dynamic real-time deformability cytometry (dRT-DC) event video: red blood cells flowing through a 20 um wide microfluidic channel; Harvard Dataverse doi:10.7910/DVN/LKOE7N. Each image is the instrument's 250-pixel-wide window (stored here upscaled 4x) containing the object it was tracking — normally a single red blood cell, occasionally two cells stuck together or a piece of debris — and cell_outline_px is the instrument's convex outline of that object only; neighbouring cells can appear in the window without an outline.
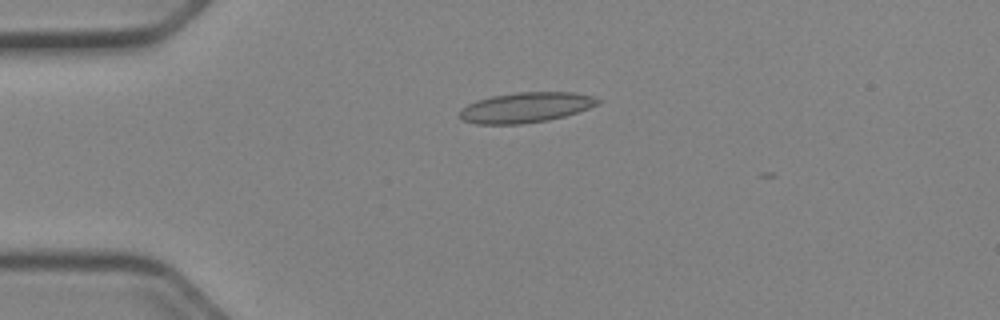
{"species": "Egyptian fruit bat (a non-hibernating species)", "species_latin": "Rousettus aegyptiacus", "temperature_condition": "cold", "stored_images_in_passage": 34, "camera_frame_rate_fps": 3000, "um_per_image_px": 0.085, "animal": {"sex": "female"}, "frame": {"image": 1, "passage_image": 1, "time_ms": 0.0, "image_size_px": [1000, 320], "cell_outline_px": [[600, 104], [564, 116], [548, 120], [520, 124], [476, 124], [464, 120], [460, 116], [460, 108], [476, 100], [492, 96], [516, 92], [576, 92], [596, 96], [600, 100]], "centroid_in_image_um": [44.71, 9.12], "position_along_channel_um": 40.3, "area_um2": 24.39}}
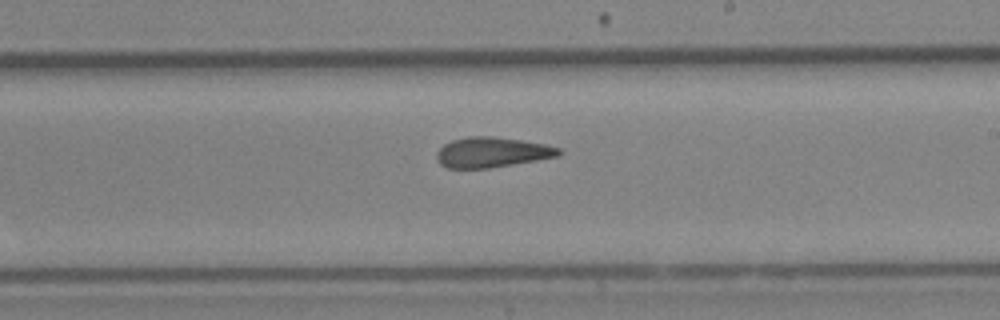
{"frame": {"image": 2, "passage_image": 19, "time_ms": 6.0, "image_size_px": [1000, 320], "cell_outline_px": [[560, 152], [556, 156], [536, 160], [488, 168], [448, 168], [440, 164], [436, 160], [436, 152], [444, 144], [452, 140], [468, 136], [492, 136], [520, 140], [544, 144], [560, 148]], "centroid_in_image_um": [41.75, 12.94], "position_along_channel_um": 247.3, "area_um2": 21.27}}
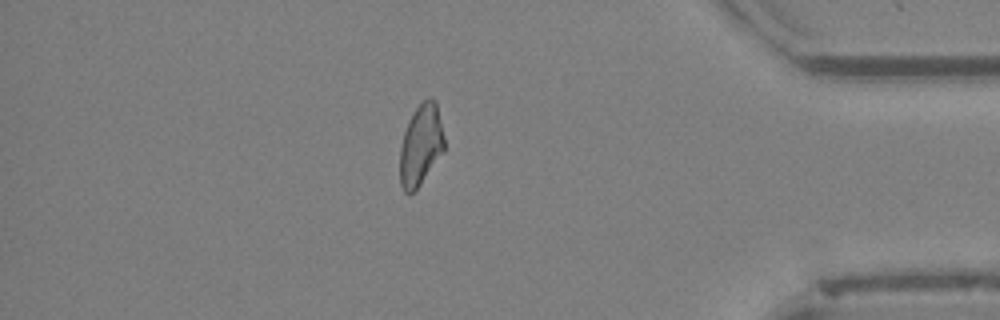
{"frame": {"image": 3, "passage_image": 33, "time_ms": 10.667, "image_size_px": [1000, 320], "cell_outline_px": [[444, 152], [420, 184], [408, 196], [404, 192], [400, 184], [400, 148], [404, 132], [408, 120], [412, 112], [428, 96], [432, 96], [436, 100], [444, 136]], "centroid_in_image_um": [35.77, 12.31], "position_along_channel_um": 399.4, "area_um2": 21.15}}